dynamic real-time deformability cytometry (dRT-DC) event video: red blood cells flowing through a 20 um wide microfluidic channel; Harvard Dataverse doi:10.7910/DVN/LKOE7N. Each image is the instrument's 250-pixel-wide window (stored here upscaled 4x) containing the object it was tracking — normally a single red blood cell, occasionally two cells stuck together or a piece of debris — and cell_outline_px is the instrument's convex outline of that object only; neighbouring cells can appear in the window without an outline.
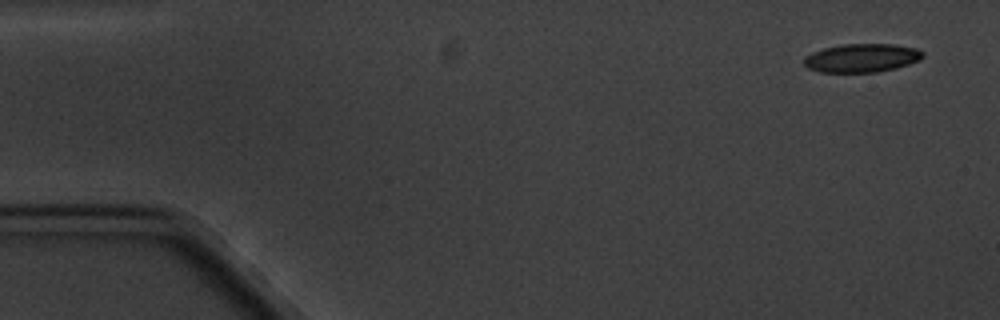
{"species": "common noctule bat (a hibernating species)", "species_latin": "Nyctalus noctula", "temperature_condition": "cold", "stored_images_in_passage": 7, "camera_frame_rate_fps": 3000, "um_per_image_px": 0.085, "animal": {"sex": "male", "body_mass_g": 20.1, "forearm_length_mm": 53.5}, "frame": {"image": 1, "passage_image": 1, "time_ms": 0.0, "image_size_px": [1000, 320], "cell_outline_px": [[924, 56], [920, 60], [896, 68], [876, 72], [820, 72], [808, 68], [804, 64], [804, 56], [812, 52], [824, 48], [840, 44], [892, 44], [916, 48], [924, 52]], "centroid_in_image_um": [73.24, 4.92], "position_along_channel_um": 11.8, "area_um2": 19.83}}
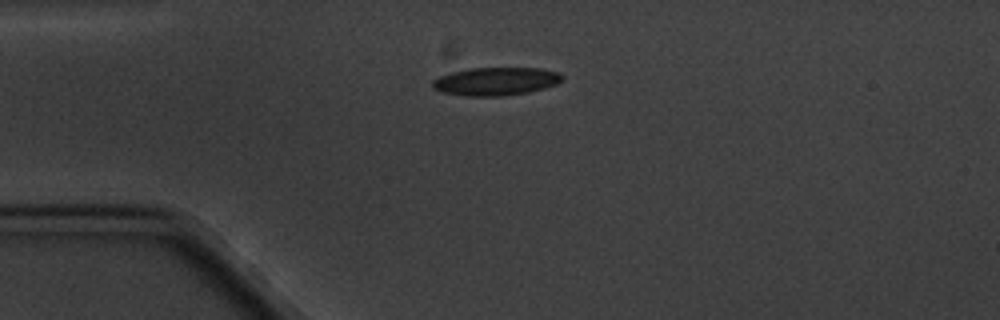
{"frame": {"image": 2, "passage_image": 4, "time_ms": 3.667, "image_size_px": [1000, 320], "cell_outline_px": [[564, 80], [556, 84], [544, 88], [528, 92], [500, 96], [468, 96], [444, 92], [432, 88], [432, 80], [440, 76], [452, 72], [472, 68], [540, 68], [560, 72], [564, 76]], "centroid_in_image_um": [42.19, 6.91], "position_along_channel_um": 42.8, "area_um2": 21.21}}